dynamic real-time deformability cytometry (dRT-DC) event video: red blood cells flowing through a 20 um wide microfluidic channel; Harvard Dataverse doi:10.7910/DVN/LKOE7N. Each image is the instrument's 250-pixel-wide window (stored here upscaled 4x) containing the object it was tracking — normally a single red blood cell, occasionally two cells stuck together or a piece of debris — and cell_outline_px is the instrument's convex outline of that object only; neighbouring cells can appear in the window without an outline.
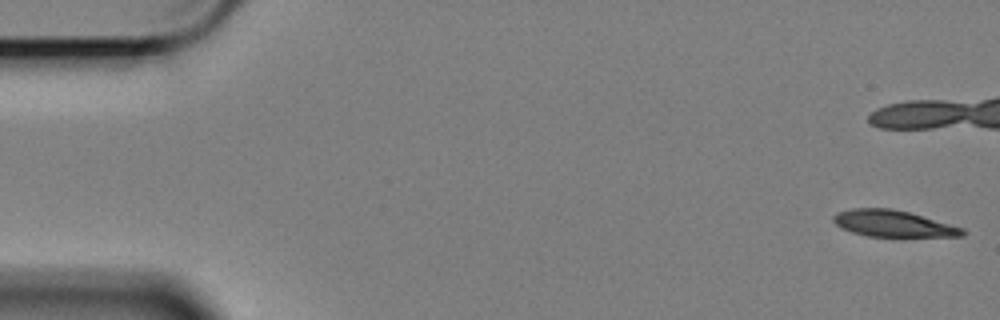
{"species": "Egyptian fruit bat (a non-hibernating species)", "species_latin": "Rousettus aegyptiacus", "temperature_condition": "cold", "stored_images_in_passage": 47, "camera_frame_rate_fps": 3000, "um_per_image_px": 0.085, "animal": {"sex": "female"}, "frame": {"image": 1, "passage_image": 1, "time_ms": 0.0, "image_size_px": [1000, 320], "cell_outline_px": [[968, 232], [964, 236], [868, 236], [852, 232], [836, 224], [832, 220], [832, 216], [836, 212], [852, 208], [892, 208], [908, 212], [964, 228]], "centroid_in_image_um": [75.91, 18.99], "position_along_channel_um": 9.1, "area_um2": 19.77}}